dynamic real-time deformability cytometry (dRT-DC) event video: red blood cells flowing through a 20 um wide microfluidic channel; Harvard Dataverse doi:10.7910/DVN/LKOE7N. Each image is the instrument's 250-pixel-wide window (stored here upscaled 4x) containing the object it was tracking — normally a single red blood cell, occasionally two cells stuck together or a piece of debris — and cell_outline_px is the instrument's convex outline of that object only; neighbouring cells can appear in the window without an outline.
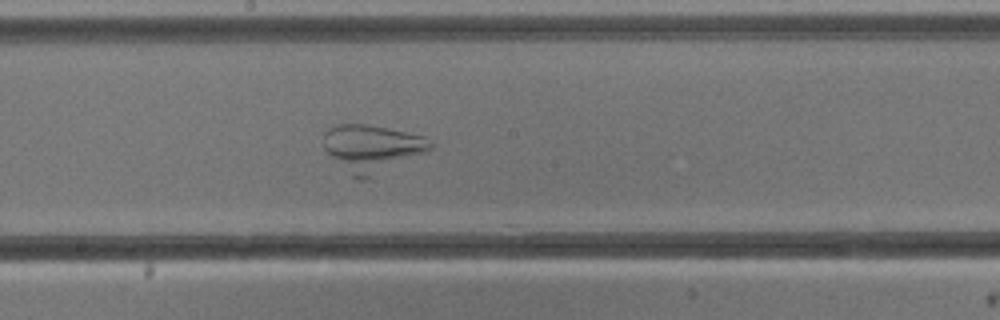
{"species": "common noctule bat (a hibernating species)", "species_latin": "Nyctalus noctula", "temperature_condition": "cold", "stored_images_in_passage": 23, "camera_frame_rate_fps": 3000, "um_per_image_px": 0.085, "animal": {"sex": "male", "body_mass_g": 13.3}, "frame": {"image": 1, "passage_image": 13, "time_ms": 4.0, "image_size_px": [1000, 320], "cell_outline_px": [[432, 148], [424, 152], [364, 180], [356, 180], [324, 148], [324, 132], [328, 128], [340, 124], [364, 124], [424, 136], [432, 144]], "centroid_in_image_um": [31.59, 12.59], "position_along_channel_um": 216.6, "area_um2": 28.32}}